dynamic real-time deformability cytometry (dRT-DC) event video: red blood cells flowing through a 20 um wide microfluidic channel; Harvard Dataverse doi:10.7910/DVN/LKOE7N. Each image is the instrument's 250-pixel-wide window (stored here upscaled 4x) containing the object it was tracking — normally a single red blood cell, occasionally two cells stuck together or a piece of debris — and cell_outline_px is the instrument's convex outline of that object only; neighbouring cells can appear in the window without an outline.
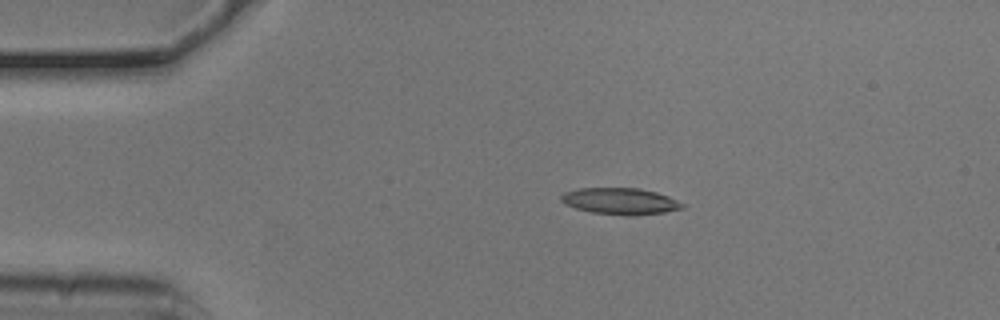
{"species": "common noctule bat (a hibernating species)", "species_latin": "Nyctalus noctula", "temperature_condition": "cold", "stored_images_in_passage": 53, "camera_frame_rate_fps": 3000, "um_per_image_px": 0.085, "animal": {"sex": "male", "body_mass_g": 20.5, "forearm_length_mm": 52.5}, "frame": {"image": 1, "passage_image": 10, "time_ms": 3.0, "image_size_px": [1000, 320], "cell_outline_px": [[684, 208], [664, 212], [592, 212], [576, 208], [564, 204], [560, 200], [560, 196], [564, 192], [580, 188], [636, 188], [656, 192], [668, 196], [684, 204]], "centroid_in_image_um": [52.66, 17.04], "position_along_channel_um": 32.3, "area_um2": 17.57}}
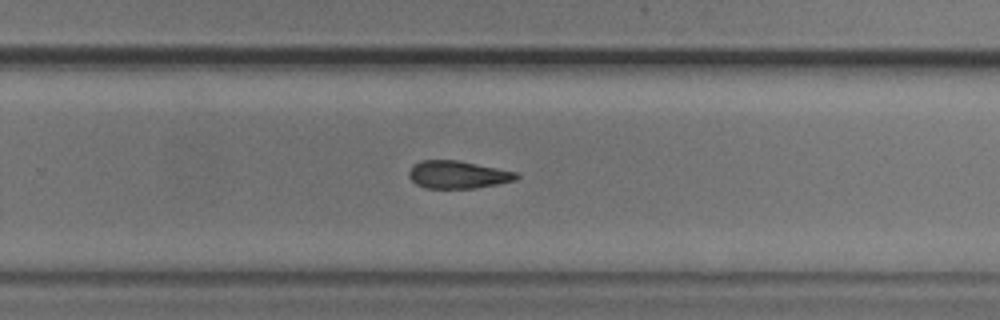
{"frame": {"image": 2, "passage_image": 34, "time_ms": 11.0, "image_size_px": [1000, 320], "cell_outline_px": [[520, 176], [516, 180], [476, 188], [424, 188], [416, 184], [408, 176], [408, 172], [412, 164], [420, 160], [460, 160], [516, 172]], "centroid_in_image_um": [38.88, 14.83], "position_along_channel_um": 290.9, "area_um2": 17.46}}
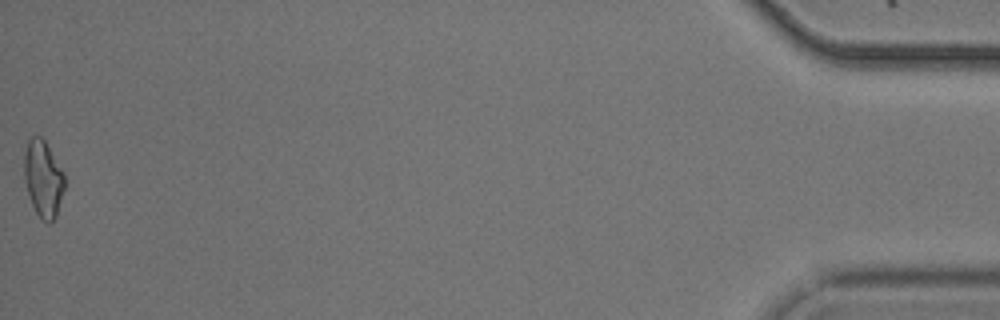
{"frame": {"image": 3, "passage_image": 53, "time_ms": 17.333, "image_size_px": [1000, 320], "cell_outline_px": [[64, 188], [56, 216], [48, 224], [40, 220], [32, 204], [24, 180], [24, 152], [28, 140], [32, 136], [40, 136], [44, 140], [64, 172]], "centroid_in_image_um": [3.66, 15.19], "position_along_channel_um": 431.5, "area_um2": 17.98}, "authors_computed_cell_mechanics": {"area_um2": 17.9758, "velocity_mm_per_s": 3.7763, "shape_relaxation_time_tau1_ms": 8.4318, "shape_relaxation_time_tau2_ms": 7.3681, "deformation_change_tau1": 0.1812, "deformation_change_tau2": 0.1942}}